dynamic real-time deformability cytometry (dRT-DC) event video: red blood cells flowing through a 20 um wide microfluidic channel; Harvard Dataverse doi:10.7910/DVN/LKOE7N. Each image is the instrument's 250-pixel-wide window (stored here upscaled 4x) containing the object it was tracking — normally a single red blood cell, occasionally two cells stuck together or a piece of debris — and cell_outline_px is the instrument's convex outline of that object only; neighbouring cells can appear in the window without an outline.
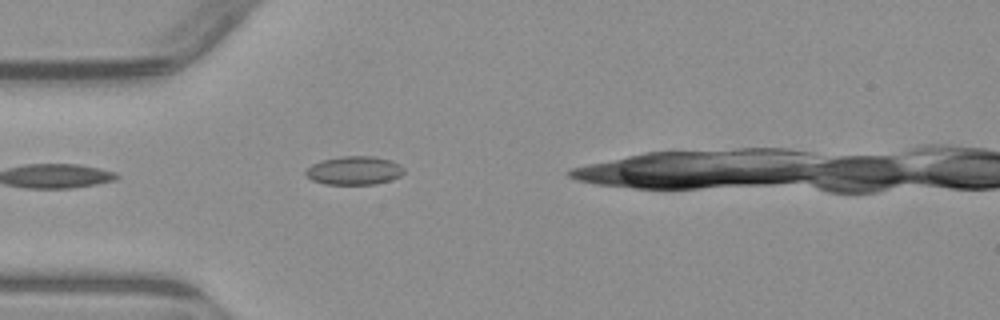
{"species": "common noctule bat (a hibernating species)", "species_latin": "Nyctalus noctula", "temperature_condition": "warm", "stored_images_in_passage": 2, "camera_frame_rate_fps": 3000, "um_per_image_px": 0.085, "animal": {"sex": "male", "body_mass_g": 23.1, "forearm_length_mm": 52.7}, "frame": {"image": 1, "passage_image": 2, "time_ms": 1.333, "image_size_px": [1000, 320], "cell_outline_px": [[404, 172], [400, 176], [392, 180], [376, 184], [324, 184], [312, 180], [304, 172], [312, 164], [320, 160], [340, 156], [372, 156], [392, 160], [400, 164], [404, 168]], "centroid_in_image_um": [30.13, 14.49], "position_along_channel_um": 54.9, "area_um2": 16.47}}